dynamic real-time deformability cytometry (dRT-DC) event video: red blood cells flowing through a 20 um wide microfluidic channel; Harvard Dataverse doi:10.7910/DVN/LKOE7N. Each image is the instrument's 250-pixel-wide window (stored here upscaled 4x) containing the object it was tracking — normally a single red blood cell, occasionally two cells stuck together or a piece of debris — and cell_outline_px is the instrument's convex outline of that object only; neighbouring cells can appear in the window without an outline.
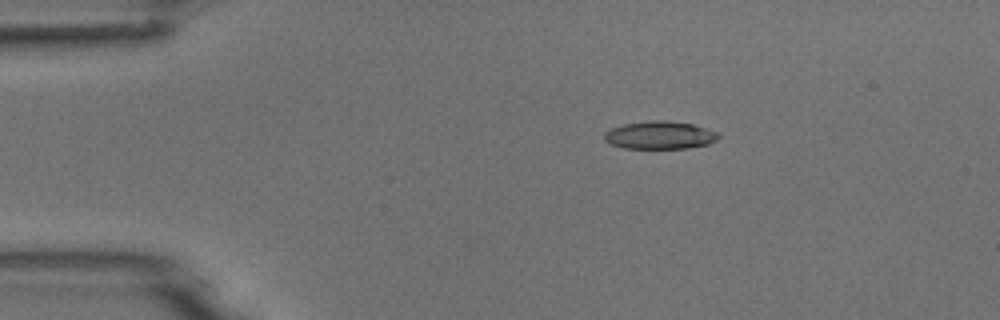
{"species": "common noctule bat (a hibernating species)", "species_latin": "Nyctalus noctula", "temperature_condition": "room temperature", "stored_images_in_passage": 3, "camera_frame_rate_fps": 3000, "um_per_image_px": 0.085, "animal": {"sex": "male", "body_mass_g": 18.8}, "frame": {"image": 1, "passage_image": 3, "time_ms": 2.333, "image_size_px": [1000, 320], "cell_outline_px": [[720, 136], [716, 140], [708, 144], [688, 148], [624, 148], [612, 144], [604, 140], [604, 132], [612, 128], [624, 124], [648, 120], [664, 120], [692, 124], [720, 132]], "centroid_in_image_um": [56.1, 11.48], "position_along_channel_um": 28.9, "area_um2": 18.55}}